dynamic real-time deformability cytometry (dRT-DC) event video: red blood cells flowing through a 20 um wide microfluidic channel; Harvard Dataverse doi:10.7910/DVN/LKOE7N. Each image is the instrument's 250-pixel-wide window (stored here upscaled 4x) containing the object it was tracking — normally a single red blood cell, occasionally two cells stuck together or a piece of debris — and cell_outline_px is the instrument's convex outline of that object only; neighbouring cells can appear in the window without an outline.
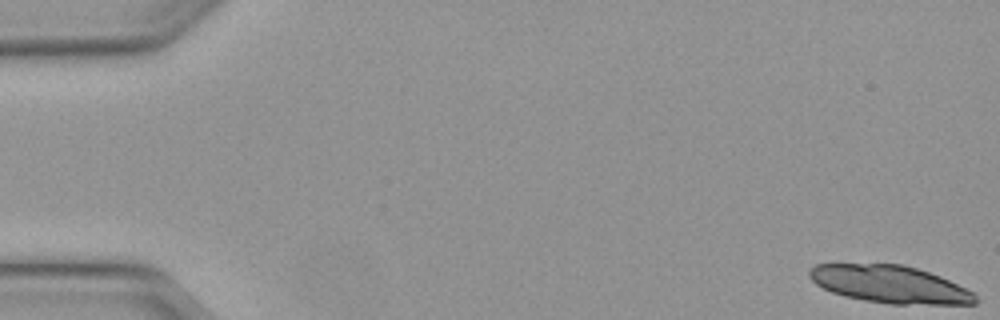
{"species": "Egyptian fruit bat (a non-hibernating species)", "species_latin": "Rousettus aegyptiacus", "temperature_condition": "warm", "stored_images_in_passage": 22, "camera_frame_rate_fps": 3000, "um_per_image_px": 0.085, "animal": {"sex": "female"}, "frame": {"image": 1, "passage_image": 1, "time_ms": 0.0, "image_size_px": [1000, 320], "cell_outline_px": [[976, 304], [888, 304], [864, 300], [844, 296], [832, 292], [816, 284], [808, 276], [808, 268], [816, 264], [904, 264], [940, 276], [972, 292], [976, 296]], "centroid_in_image_um": [75.59, 24.16], "position_along_channel_um": 9.4, "area_um2": 36.07}}
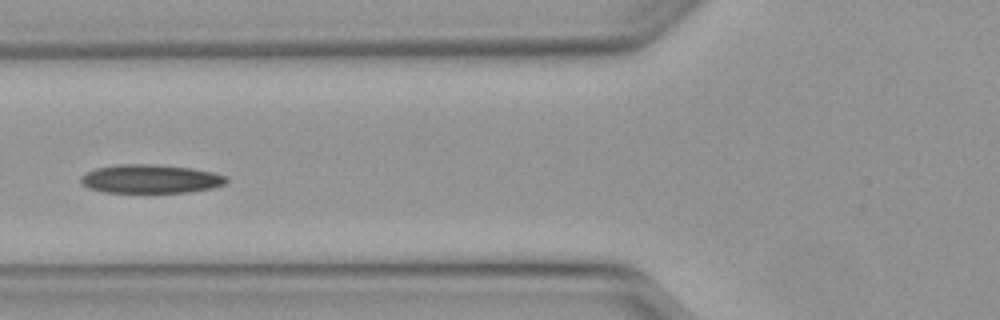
{"frame": {"image": 2, "passage_image": 20, "time_ms": 6.333, "image_size_px": [1000, 320], "cell_outline_px": [[228, 180], [224, 184], [212, 188], [188, 192], [104, 192], [88, 188], [80, 184], [80, 176], [96, 168], [116, 164], [156, 164], [192, 168], [212, 172], [228, 176]], "centroid_in_image_um": [12.78, 15.2], "position_along_channel_um": 113.0, "area_um2": 24.45}}